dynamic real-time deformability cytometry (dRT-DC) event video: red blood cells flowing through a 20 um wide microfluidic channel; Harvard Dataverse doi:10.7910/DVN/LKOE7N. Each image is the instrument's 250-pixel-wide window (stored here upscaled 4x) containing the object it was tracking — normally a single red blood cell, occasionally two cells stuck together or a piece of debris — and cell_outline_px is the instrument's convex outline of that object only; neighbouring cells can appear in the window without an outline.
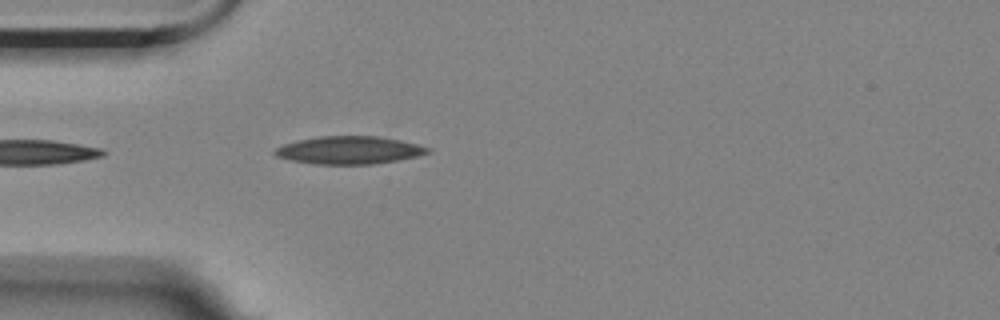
{"species": "Egyptian fruit bat (a non-hibernating species)", "species_latin": "Rousettus aegyptiacus", "temperature_condition": "room temperature", "stored_images_in_passage": 5, "camera_frame_rate_fps": 3000, "um_per_image_px": 0.085, "animal": {"sex": "female"}, "frame": {"image": 1, "passage_image": 5, "time_ms": 1.333, "image_size_px": [1000, 320], "cell_outline_px": [[432, 152], [416, 156], [376, 164], [316, 164], [292, 160], [276, 156], [272, 152], [276, 148], [284, 144], [296, 140], [320, 136], [380, 136], [400, 140], [432, 148]], "centroid_in_image_um": [29.69, 12.76], "position_along_channel_um": 55.3, "area_um2": 24.74}}